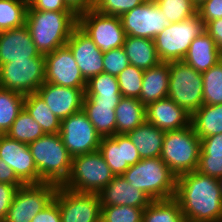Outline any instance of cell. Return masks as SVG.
I'll list each match as a JSON object with an SVG mask.
<instances>
[{"label":"cell","instance_id":"obj_1","mask_svg":"<svg viewBox=\"0 0 222 222\" xmlns=\"http://www.w3.org/2000/svg\"><path fill=\"white\" fill-rule=\"evenodd\" d=\"M174 198L186 222H221L222 195L217 178L197 170L177 177Z\"/></svg>","mask_w":222,"mask_h":222},{"label":"cell","instance_id":"obj_2","mask_svg":"<svg viewBox=\"0 0 222 222\" xmlns=\"http://www.w3.org/2000/svg\"><path fill=\"white\" fill-rule=\"evenodd\" d=\"M25 25L36 49L45 55L66 45L72 31L78 26V15L75 12L27 9Z\"/></svg>","mask_w":222,"mask_h":222},{"label":"cell","instance_id":"obj_3","mask_svg":"<svg viewBox=\"0 0 222 222\" xmlns=\"http://www.w3.org/2000/svg\"><path fill=\"white\" fill-rule=\"evenodd\" d=\"M28 147L39 173V184L54 183L62 186L70 176L72 156L59 133L44 134L28 144Z\"/></svg>","mask_w":222,"mask_h":222},{"label":"cell","instance_id":"obj_4","mask_svg":"<svg viewBox=\"0 0 222 222\" xmlns=\"http://www.w3.org/2000/svg\"><path fill=\"white\" fill-rule=\"evenodd\" d=\"M122 176L151 200L175 196L177 177L160 157L141 159L131 165Z\"/></svg>","mask_w":222,"mask_h":222},{"label":"cell","instance_id":"obj_5","mask_svg":"<svg viewBox=\"0 0 222 222\" xmlns=\"http://www.w3.org/2000/svg\"><path fill=\"white\" fill-rule=\"evenodd\" d=\"M200 150V138L190 124L180 130L165 131L160 158L179 177L197 169Z\"/></svg>","mask_w":222,"mask_h":222},{"label":"cell","instance_id":"obj_6","mask_svg":"<svg viewBox=\"0 0 222 222\" xmlns=\"http://www.w3.org/2000/svg\"><path fill=\"white\" fill-rule=\"evenodd\" d=\"M115 177L99 151L72 157L69 178L62 185L79 193L98 194Z\"/></svg>","mask_w":222,"mask_h":222},{"label":"cell","instance_id":"obj_7","mask_svg":"<svg viewBox=\"0 0 222 222\" xmlns=\"http://www.w3.org/2000/svg\"><path fill=\"white\" fill-rule=\"evenodd\" d=\"M167 97L190 115L203 105V77L183 60L169 62Z\"/></svg>","mask_w":222,"mask_h":222},{"label":"cell","instance_id":"obj_8","mask_svg":"<svg viewBox=\"0 0 222 222\" xmlns=\"http://www.w3.org/2000/svg\"><path fill=\"white\" fill-rule=\"evenodd\" d=\"M204 31L205 24L198 14L190 19L171 23L153 39L160 60H183L191 42Z\"/></svg>","mask_w":222,"mask_h":222},{"label":"cell","instance_id":"obj_9","mask_svg":"<svg viewBox=\"0 0 222 222\" xmlns=\"http://www.w3.org/2000/svg\"><path fill=\"white\" fill-rule=\"evenodd\" d=\"M45 82V56L30 60H13L0 65V88L24 96L35 93Z\"/></svg>","mask_w":222,"mask_h":222},{"label":"cell","instance_id":"obj_10","mask_svg":"<svg viewBox=\"0 0 222 222\" xmlns=\"http://www.w3.org/2000/svg\"><path fill=\"white\" fill-rule=\"evenodd\" d=\"M78 27L103 53L124 45L126 33L119 16L88 10L78 14Z\"/></svg>","mask_w":222,"mask_h":222},{"label":"cell","instance_id":"obj_11","mask_svg":"<svg viewBox=\"0 0 222 222\" xmlns=\"http://www.w3.org/2000/svg\"><path fill=\"white\" fill-rule=\"evenodd\" d=\"M58 185L54 183L26 184L19 187L3 222H31L54 199Z\"/></svg>","mask_w":222,"mask_h":222},{"label":"cell","instance_id":"obj_12","mask_svg":"<svg viewBox=\"0 0 222 222\" xmlns=\"http://www.w3.org/2000/svg\"><path fill=\"white\" fill-rule=\"evenodd\" d=\"M59 135L72 157L99 150L101 136L83 110L61 120Z\"/></svg>","mask_w":222,"mask_h":222},{"label":"cell","instance_id":"obj_13","mask_svg":"<svg viewBox=\"0 0 222 222\" xmlns=\"http://www.w3.org/2000/svg\"><path fill=\"white\" fill-rule=\"evenodd\" d=\"M62 222H100L101 202L96 193H79L58 186L54 199Z\"/></svg>","mask_w":222,"mask_h":222},{"label":"cell","instance_id":"obj_14","mask_svg":"<svg viewBox=\"0 0 222 222\" xmlns=\"http://www.w3.org/2000/svg\"><path fill=\"white\" fill-rule=\"evenodd\" d=\"M126 36L154 39L165 27L171 25L156 2L146 0L120 16Z\"/></svg>","mask_w":222,"mask_h":222},{"label":"cell","instance_id":"obj_15","mask_svg":"<svg viewBox=\"0 0 222 222\" xmlns=\"http://www.w3.org/2000/svg\"><path fill=\"white\" fill-rule=\"evenodd\" d=\"M45 56V82L73 87L78 89L86 88L84 79L76 60L67 45L55 49Z\"/></svg>","mask_w":222,"mask_h":222},{"label":"cell","instance_id":"obj_16","mask_svg":"<svg viewBox=\"0 0 222 222\" xmlns=\"http://www.w3.org/2000/svg\"><path fill=\"white\" fill-rule=\"evenodd\" d=\"M0 159L7 163L24 185L39 184V173L28 144L3 134L0 137Z\"/></svg>","mask_w":222,"mask_h":222},{"label":"cell","instance_id":"obj_17","mask_svg":"<svg viewBox=\"0 0 222 222\" xmlns=\"http://www.w3.org/2000/svg\"><path fill=\"white\" fill-rule=\"evenodd\" d=\"M66 45L86 81L104 72L103 52L78 26L72 31Z\"/></svg>","mask_w":222,"mask_h":222},{"label":"cell","instance_id":"obj_18","mask_svg":"<svg viewBox=\"0 0 222 222\" xmlns=\"http://www.w3.org/2000/svg\"><path fill=\"white\" fill-rule=\"evenodd\" d=\"M114 175H122L141 160L137 148L127 134L101 137L99 150Z\"/></svg>","mask_w":222,"mask_h":222},{"label":"cell","instance_id":"obj_19","mask_svg":"<svg viewBox=\"0 0 222 222\" xmlns=\"http://www.w3.org/2000/svg\"><path fill=\"white\" fill-rule=\"evenodd\" d=\"M36 92L60 120L82 110L85 89L63 87L44 82Z\"/></svg>","mask_w":222,"mask_h":222},{"label":"cell","instance_id":"obj_20","mask_svg":"<svg viewBox=\"0 0 222 222\" xmlns=\"http://www.w3.org/2000/svg\"><path fill=\"white\" fill-rule=\"evenodd\" d=\"M40 55L26 25L0 32V65Z\"/></svg>","mask_w":222,"mask_h":222},{"label":"cell","instance_id":"obj_21","mask_svg":"<svg viewBox=\"0 0 222 222\" xmlns=\"http://www.w3.org/2000/svg\"><path fill=\"white\" fill-rule=\"evenodd\" d=\"M191 115L166 97L146 106V121L163 131H173L190 125Z\"/></svg>","mask_w":222,"mask_h":222},{"label":"cell","instance_id":"obj_22","mask_svg":"<svg viewBox=\"0 0 222 222\" xmlns=\"http://www.w3.org/2000/svg\"><path fill=\"white\" fill-rule=\"evenodd\" d=\"M98 195L101 207L123 205L146 208L152 201L143 191L130 185L122 175H116Z\"/></svg>","mask_w":222,"mask_h":222},{"label":"cell","instance_id":"obj_23","mask_svg":"<svg viewBox=\"0 0 222 222\" xmlns=\"http://www.w3.org/2000/svg\"><path fill=\"white\" fill-rule=\"evenodd\" d=\"M222 60V51L206 32H202L190 44L183 61L198 72H204Z\"/></svg>","mask_w":222,"mask_h":222},{"label":"cell","instance_id":"obj_24","mask_svg":"<svg viewBox=\"0 0 222 222\" xmlns=\"http://www.w3.org/2000/svg\"><path fill=\"white\" fill-rule=\"evenodd\" d=\"M169 62H160L144 70L139 100L147 106L166 98L169 91Z\"/></svg>","mask_w":222,"mask_h":222},{"label":"cell","instance_id":"obj_25","mask_svg":"<svg viewBox=\"0 0 222 222\" xmlns=\"http://www.w3.org/2000/svg\"><path fill=\"white\" fill-rule=\"evenodd\" d=\"M127 135L141 159L160 157L165 131L145 121Z\"/></svg>","mask_w":222,"mask_h":222},{"label":"cell","instance_id":"obj_26","mask_svg":"<svg viewBox=\"0 0 222 222\" xmlns=\"http://www.w3.org/2000/svg\"><path fill=\"white\" fill-rule=\"evenodd\" d=\"M130 65L143 70L149 69L162 62L157 54L152 39L126 36L122 46Z\"/></svg>","mask_w":222,"mask_h":222},{"label":"cell","instance_id":"obj_27","mask_svg":"<svg viewBox=\"0 0 222 222\" xmlns=\"http://www.w3.org/2000/svg\"><path fill=\"white\" fill-rule=\"evenodd\" d=\"M115 114L116 134H127L146 121V106L137 98L122 97Z\"/></svg>","mask_w":222,"mask_h":222},{"label":"cell","instance_id":"obj_28","mask_svg":"<svg viewBox=\"0 0 222 222\" xmlns=\"http://www.w3.org/2000/svg\"><path fill=\"white\" fill-rule=\"evenodd\" d=\"M190 124L200 138L222 133V104H203L191 115Z\"/></svg>","mask_w":222,"mask_h":222},{"label":"cell","instance_id":"obj_29","mask_svg":"<svg viewBox=\"0 0 222 222\" xmlns=\"http://www.w3.org/2000/svg\"><path fill=\"white\" fill-rule=\"evenodd\" d=\"M24 109L41 126L45 134L59 133L61 120L52 113L37 92L25 96Z\"/></svg>","mask_w":222,"mask_h":222},{"label":"cell","instance_id":"obj_30","mask_svg":"<svg viewBox=\"0 0 222 222\" xmlns=\"http://www.w3.org/2000/svg\"><path fill=\"white\" fill-rule=\"evenodd\" d=\"M116 107L117 105L83 104L82 110L101 137H110L116 134Z\"/></svg>","mask_w":222,"mask_h":222},{"label":"cell","instance_id":"obj_31","mask_svg":"<svg viewBox=\"0 0 222 222\" xmlns=\"http://www.w3.org/2000/svg\"><path fill=\"white\" fill-rule=\"evenodd\" d=\"M142 222H186L181 207L173 197L152 200L143 210Z\"/></svg>","mask_w":222,"mask_h":222},{"label":"cell","instance_id":"obj_32","mask_svg":"<svg viewBox=\"0 0 222 222\" xmlns=\"http://www.w3.org/2000/svg\"><path fill=\"white\" fill-rule=\"evenodd\" d=\"M25 96L0 88V132L6 134L11 125L24 109Z\"/></svg>","mask_w":222,"mask_h":222},{"label":"cell","instance_id":"obj_33","mask_svg":"<svg viewBox=\"0 0 222 222\" xmlns=\"http://www.w3.org/2000/svg\"><path fill=\"white\" fill-rule=\"evenodd\" d=\"M41 126L23 109L6 135L19 142L30 144L44 135Z\"/></svg>","mask_w":222,"mask_h":222},{"label":"cell","instance_id":"obj_34","mask_svg":"<svg viewBox=\"0 0 222 222\" xmlns=\"http://www.w3.org/2000/svg\"><path fill=\"white\" fill-rule=\"evenodd\" d=\"M27 9L23 0H0V32L25 25Z\"/></svg>","mask_w":222,"mask_h":222},{"label":"cell","instance_id":"obj_35","mask_svg":"<svg viewBox=\"0 0 222 222\" xmlns=\"http://www.w3.org/2000/svg\"><path fill=\"white\" fill-rule=\"evenodd\" d=\"M201 74L203 77V104H222V60Z\"/></svg>","mask_w":222,"mask_h":222},{"label":"cell","instance_id":"obj_36","mask_svg":"<svg viewBox=\"0 0 222 222\" xmlns=\"http://www.w3.org/2000/svg\"><path fill=\"white\" fill-rule=\"evenodd\" d=\"M156 3L171 23L190 19L197 14L198 7L192 0H160Z\"/></svg>","mask_w":222,"mask_h":222},{"label":"cell","instance_id":"obj_37","mask_svg":"<svg viewBox=\"0 0 222 222\" xmlns=\"http://www.w3.org/2000/svg\"><path fill=\"white\" fill-rule=\"evenodd\" d=\"M143 73V69L129 65L117 76L122 97L139 99L142 90Z\"/></svg>","mask_w":222,"mask_h":222},{"label":"cell","instance_id":"obj_38","mask_svg":"<svg viewBox=\"0 0 222 222\" xmlns=\"http://www.w3.org/2000/svg\"><path fill=\"white\" fill-rule=\"evenodd\" d=\"M144 209L123 205L101 207L100 222H142Z\"/></svg>","mask_w":222,"mask_h":222},{"label":"cell","instance_id":"obj_39","mask_svg":"<svg viewBox=\"0 0 222 222\" xmlns=\"http://www.w3.org/2000/svg\"><path fill=\"white\" fill-rule=\"evenodd\" d=\"M85 94H121L117 77L104 72L95 75L86 82Z\"/></svg>","mask_w":222,"mask_h":222},{"label":"cell","instance_id":"obj_40","mask_svg":"<svg viewBox=\"0 0 222 222\" xmlns=\"http://www.w3.org/2000/svg\"><path fill=\"white\" fill-rule=\"evenodd\" d=\"M146 0H95L94 9L104 15L121 16Z\"/></svg>","mask_w":222,"mask_h":222},{"label":"cell","instance_id":"obj_41","mask_svg":"<svg viewBox=\"0 0 222 222\" xmlns=\"http://www.w3.org/2000/svg\"><path fill=\"white\" fill-rule=\"evenodd\" d=\"M104 73L118 76L130 62L125 54L123 47L111 49L103 53Z\"/></svg>","mask_w":222,"mask_h":222},{"label":"cell","instance_id":"obj_42","mask_svg":"<svg viewBox=\"0 0 222 222\" xmlns=\"http://www.w3.org/2000/svg\"><path fill=\"white\" fill-rule=\"evenodd\" d=\"M196 170L218 179L222 176V154H200Z\"/></svg>","mask_w":222,"mask_h":222},{"label":"cell","instance_id":"obj_43","mask_svg":"<svg viewBox=\"0 0 222 222\" xmlns=\"http://www.w3.org/2000/svg\"><path fill=\"white\" fill-rule=\"evenodd\" d=\"M197 14L206 25L209 21L222 18V0H206L198 8Z\"/></svg>","mask_w":222,"mask_h":222},{"label":"cell","instance_id":"obj_44","mask_svg":"<svg viewBox=\"0 0 222 222\" xmlns=\"http://www.w3.org/2000/svg\"><path fill=\"white\" fill-rule=\"evenodd\" d=\"M22 186L0 183V222L5 220L15 193Z\"/></svg>","mask_w":222,"mask_h":222},{"label":"cell","instance_id":"obj_45","mask_svg":"<svg viewBox=\"0 0 222 222\" xmlns=\"http://www.w3.org/2000/svg\"><path fill=\"white\" fill-rule=\"evenodd\" d=\"M28 9L39 11L74 12L64 0H32L28 4Z\"/></svg>","mask_w":222,"mask_h":222},{"label":"cell","instance_id":"obj_46","mask_svg":"<svg viewBox=\"0 0 222 222\" xmlns=\"http://www.w3.org/2000/svg\"><path fill=\"white\" fill-rule=\"evenodd\" d=\"M31 222H62L58 204L53 200L45 209L37 213Z\"/></svg>","mask_w":222,"mask_h":222},{"label":"cell","instance_id":"obj_47","mask_svg":"<svg viewBox=\"0 0 222 222\" xmlns=\"http://www.w3.org/2000/svg\"><path fill=\"white\" fill-rule=\"evenodd\" d=\"M200 154H222V133L200 139Z\"/></svg>","mask_w":222,"mask_h":222},{"label":"cell","instance_id":"obj_48","mask_svg":"<svg viewBox=\"0 0 222 222\" xmlns=\"http://www.w3.org/2000/svg\"><path fill=\"white\" fill-rule=\"evenodd\" d=\"M121 94H85L83 104L118 105Z\"/></svg>","mask_w":222,"mask_h":222},{"label":"cell","instance_id":"obj_49","mask_svg":"<svg viewBox=\"0 0 222 222\" xmlns=\"http://www.w3.org/2000/svg\"><path fill=\"white\" fill-rule=\"evenodd\" d=\"M205 31L212 37L217 47L222 51V18L209 21L205 25Z\"/></svg>","mask_w":222,"mask_h":222},{"label":"cell","instance_id":"obj_50","mask_svg":"<svg viewBox=\"0 0 222 222\" xmlns=\"http://www.w3.org/2000/svg\"><path fill=\"white\" fill-rule=\"evenodd\" d=\"M0 183L11 185H24L15 175L14 171L0 159Z\"/></svg>","mask_w":222,"mask_h":222},{"label":"cell","instance_id":"obj_51","mask_svg":"<svg viewBox=\"0 0 222 222\" xmlns=\"http://www.w3.org/2000/svg\"><path fill=\"white\" fill-rule=\"evenodd\" d=\"M64 2L77 15L95 7V0H64Z\"/></svg>","mask_w":222,"mask_h":222},{"label":"cell","instance_id":"obj_52","mask_svg":"<svg viewBox=\"0 0 222 222\" xmlns=\"http://www.w3.org/2000/svg\"><path fill=\"white\" fill-rule=\"evenodd\" d=\"M204 1H206V0H192V2H193L197 7H199Z\"/></svg>","mask_w":222,"mask_h":222},{"label":"cell","instance_id":"obj_53","mask_svg":"<svg viewBox=\"0 0 222 222\" xmlns=\"http://www.w3.org/2000/svg\"><path fill=\"white\" fill-rule=\"evenodd\" d=\"M218 182H219L220 191H221V195H222V176H220V177L218 178Z\"/></svg>","mask_w":222,"mask_h":222},{"label":"cell","instance_id":"obj_54","mask_svg":"<svg viewBox=\"0 0 222 222\" xmlns=\"http://www.w3.org/2000/svg\"><path fill=\"white\" fill-rule=\"evenodd\" d=\"M25 2H27L28 4L32 1V0H23Z\"/></svg>","mask_w":222,"mask_h":222}]
</instances>
